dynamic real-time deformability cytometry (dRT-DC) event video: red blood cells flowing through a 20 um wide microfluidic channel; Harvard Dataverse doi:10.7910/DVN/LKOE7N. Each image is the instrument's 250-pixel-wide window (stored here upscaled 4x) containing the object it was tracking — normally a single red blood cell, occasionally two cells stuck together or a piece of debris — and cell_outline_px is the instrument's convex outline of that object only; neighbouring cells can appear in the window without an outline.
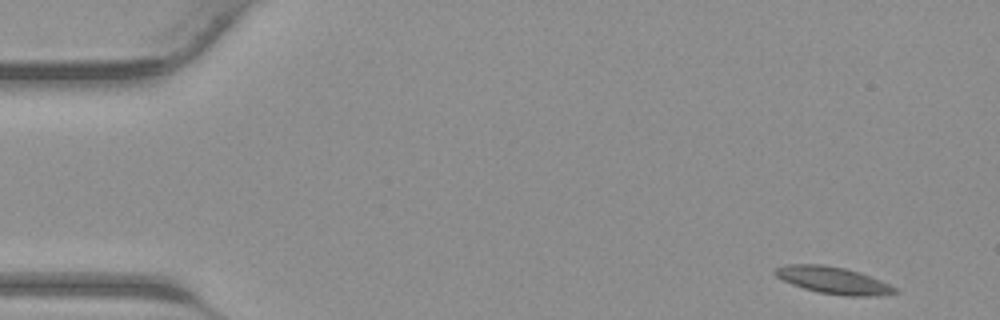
{"species": "common noctule bat (a hibernating species)", "species_latin": "Nyctalus noctula", "temperature_condition": "warm", "stored_images_in_passage": 40, "camera_frame_rate_fps": 3000, "um_per_image_px": 0.085, "animal": {"sex": "male", "body_mass_g": 23.1, "forearm_length_mm": 52.7}, "frame": {"image": 1, "passage_image": 1, "time_ms": 0.0, "image_size_px": [1000, 320], "cell_outline_px": [[900, 292], [876, 296], [848, 296], [820, 292], [804, 288], [792, 284], [776, 276], [772, 272], [776, 268], [788, 264], [824, 264], [844, 268], [860, 272], [880, 280], [896, 288]], "centroid_in_image_um": [70.83, 23.82], "position_along_channel_um": 14.2, "area_um2": 18.67}}
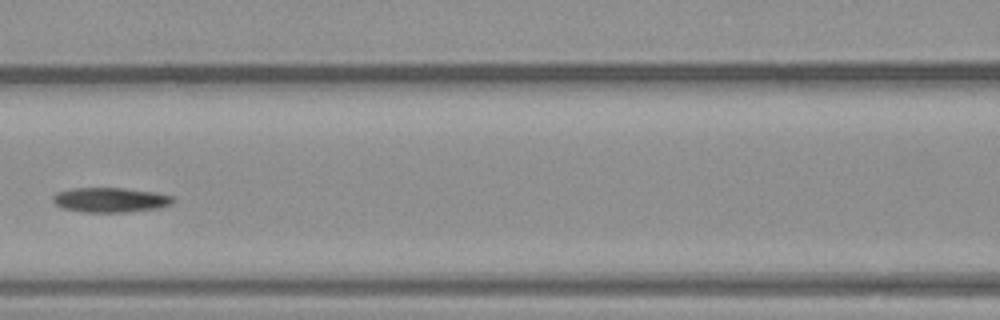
{"frame": {"image": 2, "passage_image": 17, "time_ms": 5.333, "image_size_px": [1000, 320], "cell_outline_px": [[176, 200], [172, 204], [160, 208], [128, 212], [84, 212], [64, 208], [56, 204], [52, 200], [52, 196], [56, 192], [72, 188], [124, 188], [156, 192], [172, 196]], "centroid_in_image_um": [9.41, 16.99], "position_along_channel_um": 157.2, "area_um2": 17.46}}
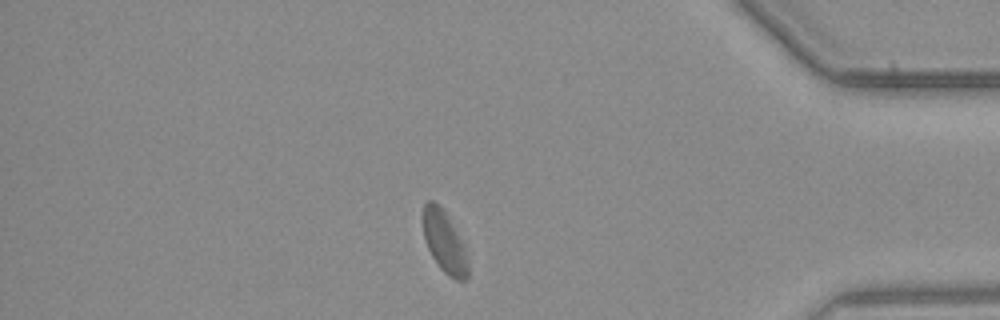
{"frame": {"image": 3, "passage_image": 34, "time_ms": 11.0, "image_size_px": [1000, 320], "cell_outline_px": [[468, 280], [456, 280], [448, 276], [440, 268], [432, 256], [428, 248], [424, 236], [424, 204], [428, 200], [432, 200], [440, 204], [444, 208], [464, 248], [468, 264]], "centroid_in_image_um": [37.78, 20.57], "position_along_channel_um": 397.4, "area_um2": 15.9}}